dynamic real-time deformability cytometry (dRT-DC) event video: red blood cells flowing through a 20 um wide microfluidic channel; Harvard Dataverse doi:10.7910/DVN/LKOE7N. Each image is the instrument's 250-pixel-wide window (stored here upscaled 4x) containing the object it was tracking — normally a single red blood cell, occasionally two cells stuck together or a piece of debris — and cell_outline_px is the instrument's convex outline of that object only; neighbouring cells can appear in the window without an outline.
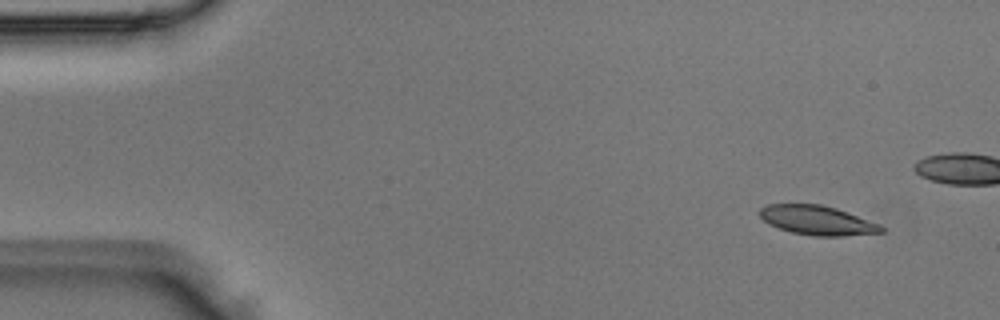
{"species": "Egyptian fruit bat (a non-hibernating species)", "species_latin": "Rousettus aegyptiacus", "temperature_condition": "room temperature", "stored_images_in_passage": 6, "camera_frame_rate_fps": 3000, "um_per_image_px": 0.085, "animal": {"sex": "male"}, "frame": {"image": 1, "passage_image": 2, "time_ms": 0.333, "image_size_px": [1000, 320], "cell_outline_px": [[884, 232], [840, 236], [812, 236], [792, 232], [768, 224], [760, 216], [760, 208], [768, 204], [820, 204], [836, 208], [880, 224], [884, 228]], "centroid_in_image_um": [69.47, 18.72], "position_along_channel_um": 15.5, "area_um2": 20.63}}